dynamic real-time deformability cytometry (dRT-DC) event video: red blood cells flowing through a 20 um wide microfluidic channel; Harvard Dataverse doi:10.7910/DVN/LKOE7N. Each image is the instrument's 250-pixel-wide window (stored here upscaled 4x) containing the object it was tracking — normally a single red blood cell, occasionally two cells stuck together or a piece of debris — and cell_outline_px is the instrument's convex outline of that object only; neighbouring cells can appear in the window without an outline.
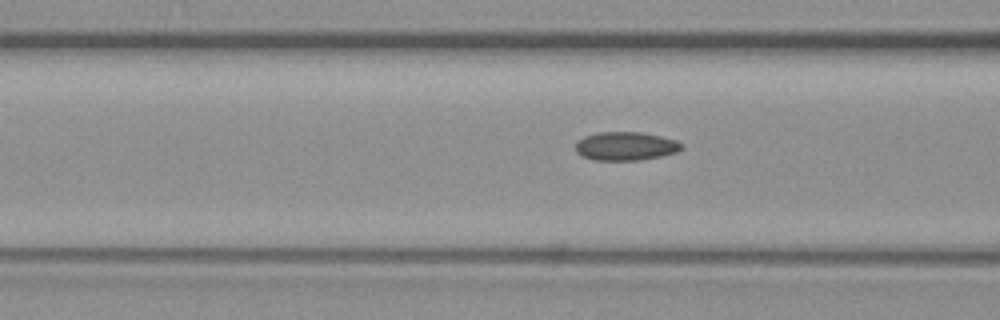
{"species": "common noctule bat (a hibernating species)", "species_latin": "Nyctalus noctula", "temperature_condition": "warm", "stored_images_in_passage": 4, "segment_of_instrument_passage": [2, 2], "camera_frame_rate_fps": 3000, "um_per_image_px": 0.085, "animal": {"sex": "female", "body_mass_g": 19.3, "forearm_length_mm": 54.1}, "frame": {"image": 1, "passage_image": 4, "time_ms": 1.0, "image_size_px": [1000, 320], "cell_outline_px": [[848, 260], [844, 264], [756, 264], [752, 260], [768, 244], [828, 244]], "centroid_in_image_um": [67.94, 21.65], "position_along_channel_um": 98.7, "area_um2": 11.68}}